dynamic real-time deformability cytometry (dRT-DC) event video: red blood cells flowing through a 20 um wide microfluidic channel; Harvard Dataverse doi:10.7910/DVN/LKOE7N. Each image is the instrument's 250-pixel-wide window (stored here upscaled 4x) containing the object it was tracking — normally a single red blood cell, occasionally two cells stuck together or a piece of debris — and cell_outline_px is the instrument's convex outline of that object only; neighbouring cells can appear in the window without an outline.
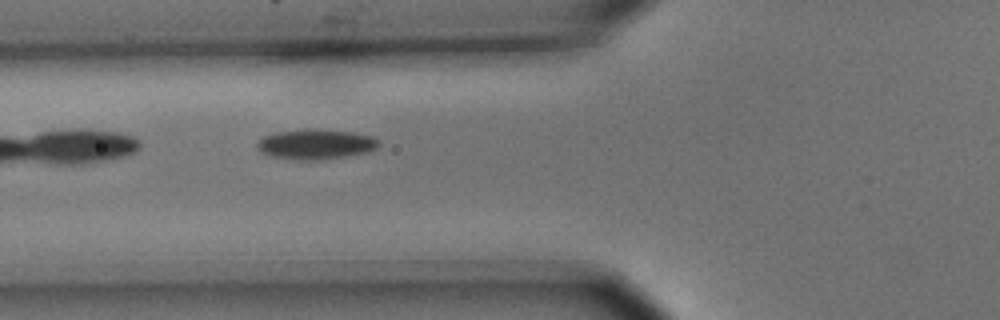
{"species": "common noctule bat (a hibernating species)", "species_latin": "Nyctalus noctula", "temperature_condition": "cold", "stored_images_in_passage": 6, "camera_frame_rate_fps": 3000, "um_per_image_px": 0.085, "animal": {"sex": "male", "body_mass_g": 15.6}, "frame": {"image": 1, "passage_image": 6, "time_ms": 1.667, "image_size_px": [1000, 320], "cell_outline_px": [[380, 144], [376, 148], [368, 152], [348, 156], [324, 160], [304, 160], [272, 156], [260, 152], [256, 148], [256, 144], [264, 136], [280, 132], [304, 128], [316, 128], [352, 132], [372, 136], [380, 140]], "centroid_in_image_um": [26.88, 12.25], "position_along_channel_um": 98.9, "area_um2": 21.5}}